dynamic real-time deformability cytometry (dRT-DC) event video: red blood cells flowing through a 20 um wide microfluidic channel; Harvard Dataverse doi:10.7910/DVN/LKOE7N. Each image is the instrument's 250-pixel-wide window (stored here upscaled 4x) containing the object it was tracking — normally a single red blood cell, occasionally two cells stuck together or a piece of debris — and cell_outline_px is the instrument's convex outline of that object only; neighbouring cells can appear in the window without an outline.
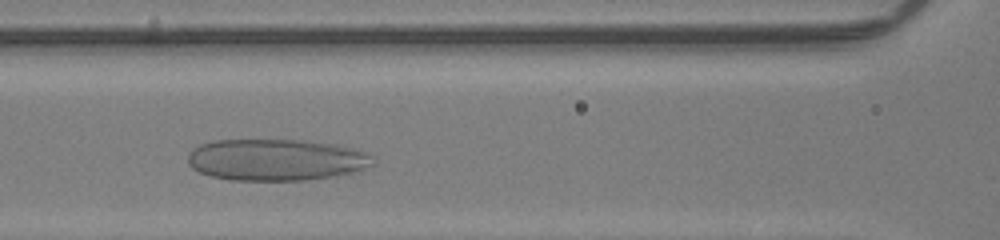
{"species": "human", "species_latin": "Homo sapiens", "temperature_condition": "room temperature", "stored_images_in_passage": 31, "camera_frame_rate_fps": 3000, "um_per_image_px": 0.085, "donor": {"sex": "male"}, "frame": {"image": 1, "passage_image": 11, "time_ms": 3.333, "image_size_px": [1000, 240], "cell_outline_px": [[372, 164], [364, 168], [352, 172], [332, 176], [304, 180], [232, 180], [212, 176], [200, 172], [192, 168], [188, 164], [188, 156], [192, 148], [200, 144], [212, 140], [312, 140], [340, 144], [364, 152], [368, 156]], "centroid_in_image_um": [23.41, 13.56], "position_along_channel_um": 143.2, "area_um2": 44.8}}
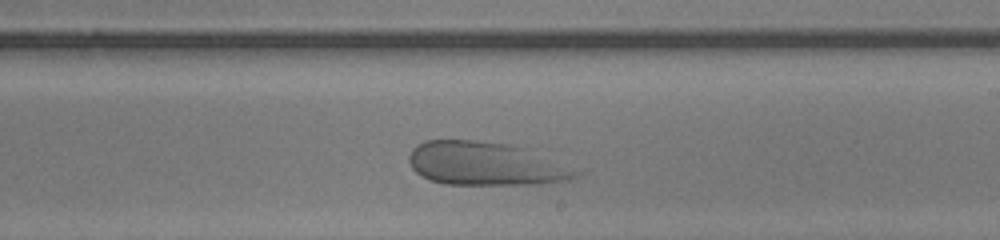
{"frame": {"image": 2, "passage_image": 19, "time_ms": 6.0, "image_size_px": [1000, 240], "cell_outline_px": [[580, 172], [576, 176], [564, 180], [536, 184], [444, 184], [428, 180], [420, 176], [412, 168], [408, 160], [408, 156], [412, 148], [416, 144], [424, 140], [476, 140], [508, 144], [524, 148]], "centroid_in_image_um": [41.12, 13.91], "position_along_channel_um": 247.9, "area_um2": 41.73}}
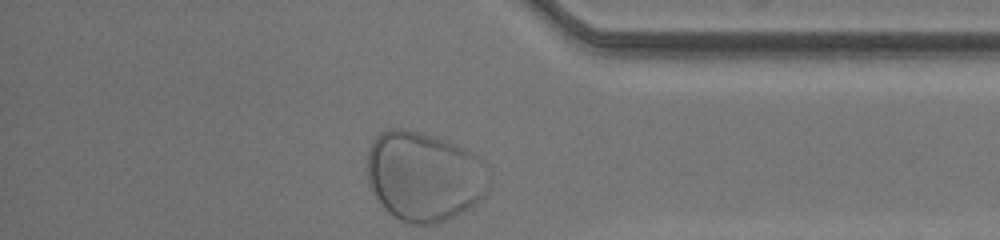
{"frame": {"image": 3, "passage_image": 31, "time_ms": 10.0, "image_size_px": [1000, 240], "cell_outline_px": [[492, 184], [488, 192], [480, 200], [460, 212], [436, 224], [412, 224], [400, 220], [388, 212], [384, 208], [376, 196], [368, 180], [368, 152], [372, 140], [380, 132], [388, 128], [404, 128], [420, 132], [444, 140], [472, 152], [480, 156], [492, 180]], "centroid_in_image_um": [36.07, 14.97], "position_along_channel_um": 399.1, "area_um2": 63.75}}